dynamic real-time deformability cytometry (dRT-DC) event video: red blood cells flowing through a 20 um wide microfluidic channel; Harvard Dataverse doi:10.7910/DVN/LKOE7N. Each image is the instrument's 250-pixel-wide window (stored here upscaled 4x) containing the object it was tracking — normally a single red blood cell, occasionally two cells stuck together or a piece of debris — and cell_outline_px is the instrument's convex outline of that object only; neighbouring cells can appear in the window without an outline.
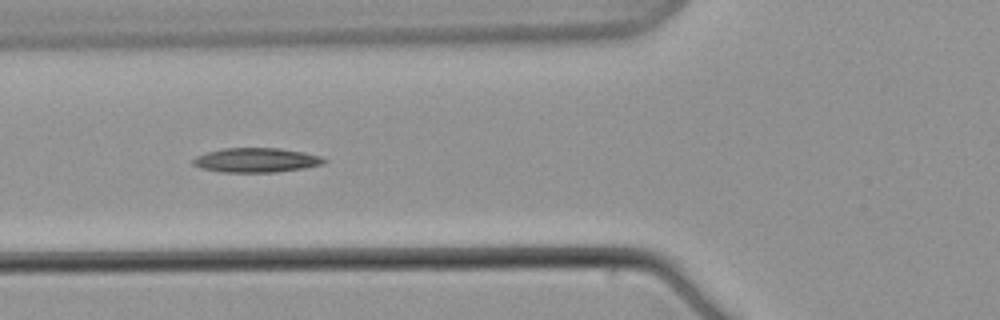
{"species": "common noctule bat (a hibernating species)", "species_latin": "Nyctalus noctula", "temperature_condition": "warm", "stored_images_in_passage": 9, "camera_frame_rate_fps": 3000, "um_per_image_px": 0.085, "animal": {"sex": "male", "body_mass_g": 21.5, "forearm_length_mm": 52.0}, "frame": {"image": 1, "passage_image": 8, "time_ms": 9.667, "image_size_px": [1000, 320], "cell_outline_px": [[328, 160], [320, 164], [304, 168], [276, 172], [220, 172], [200, 168], [192, 164], [192, 160], [196, 156], [208, 152], [224, 148], [280, 148], [304, 152], [320, 156]], "centroid_in_image_um": [21.75, 13.61], "position_along_channel_um": 104.0, "area_um2": 18.61}}